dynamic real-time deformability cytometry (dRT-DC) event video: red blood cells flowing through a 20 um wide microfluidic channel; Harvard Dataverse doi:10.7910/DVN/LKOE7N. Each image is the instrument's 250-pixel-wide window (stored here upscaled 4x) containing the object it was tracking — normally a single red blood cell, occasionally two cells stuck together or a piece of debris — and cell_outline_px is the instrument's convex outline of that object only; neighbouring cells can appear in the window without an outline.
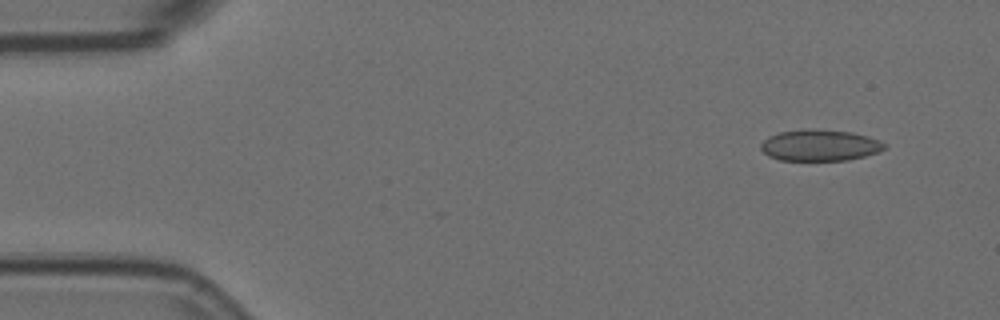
{"species": "Egyptian fruit bat (a non-hibernating species)", "species_latin": "Rousettus aegyptiacus", "temperature_condition": "room temperature", "stored_images_in_passage": 5, "camera_frame_rate_fps": 3000, "um_per_image_px": 0.085, "animal": {"sex": "female"}, "frame": {"image": 1, "passage_image": 1, "time_ms": 0.0, "image_size_px": [1000, 320], "cell_outline_px": [[884, 148], [880, 152], [848, 160], [780, 160], [768, 156], [760, 148], [760, 144], [768, 136], [780, 132], [852, 132], [868, 136], [880, 140], [884, 144]], "centroid_in_image_um": [69.7, 12.4], "position_along_channel_um": 15.3, "area_um2": 21.56}}
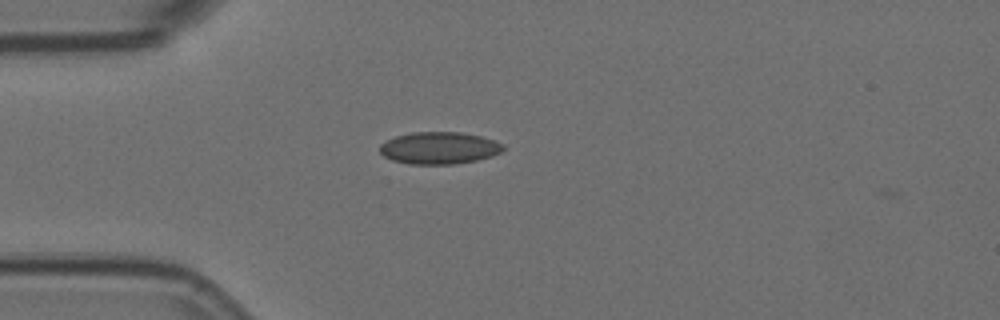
{"frame": {"image": 2, "passage_image": 4, "time_ms": 1.0, "image_size_px": [1000, 320], "cell_outline_px": [[504, 148], [500, 152], [492, 156], [476, 160], [452, 164], [408, 164], [392, 160], [384, 156], [380, 152], [380, 144], [396, 136], [412, 132], [460, 132], [480, 136], [504, 144]], "centroid_in_image_um": [37.32, 12.58], "position_along_channel_um": 47.7, "area_um2": 22.95}}